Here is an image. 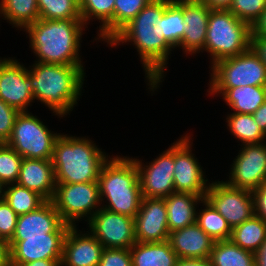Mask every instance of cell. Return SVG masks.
<instances>
[{
    "instance_id": "obj_48",
    "label": "cell",
    "mask_w": 266,
    "mask_h": 266,
    "mask_svg": "<svg viewBox=\"0 0 266 266\" xmlns=\"http://www.w3.org/2000/svg\"><path fill=\"white\" fill-rule=\"evenodd\" d=\"M255 255V266H266V240Z\"/></svg>"
},
{
    "instance_id": "obj_32",
    "label": "cell",
    "mask_w": 266,
    "mask_h": 266,
    "mask_svg": "<svg viewBox=\"0 0 266 266\" xmlns=\"http://www.w3.org/2000/svg\"><path fill=\"white\" fill-rule=\"evenodd\" d=\"M4 199L18 216L36 210L46 201L37 192L17 183L6 185Z\"/></svg>"
},
{
    "instance_id": "obj_45",
    "label": "cell",
    "mask_w": 266,
    "mask_h": 266,
    "mask_svg": "<svg viewBox=\"0 0 266 266\" xmlns=\"http://www.w3.org/2000/svg\"><path fill=\"white\" fill-rule=\"evenodd\" d=\"M252 115L259 128L266 135V101Z\"/></svg>"
},
{
    "instance_id": "obj_5",
    "label": "cell",
    "mask_w": 266,
    "mask_h": 266,
    "mask_svg": "<svg viewBox=\"0 0 266 266\" xmlns=\"http://www.w3.org/2000/svg\"><path fill=\"white\" fill-rule=\"evenodd\" d=\"M98 183L101 203H106L101 204L102 208L132 218L137 215L143 197L133 157H109L100 170Z\"/></svg>"
},
{
    "instance_id": "obj_49",
    "label": "cell",
    "mask_w": 266,
    "mask_h": 266,
    "mask_svg": "<svg viewBox=\"0 0 266 266\" xmlns=\"http://www.w3.org/2000/svg\"><path fill=\"white\" fill-rule=\"evenodd\" d=\"M18 266H61V260H36Z\"/></svg>"
},
{
    "instance_id": "obj_35",
    "label": "cell",
    "mask_w": 266,
    "mask_h": 266,
    "mask_svg": "<svg viewBox=\"0 0 266 266\" xmlns=\"http://www.w3.org/2000/svg\"><path fill=\"white\" fill-rule=\"evenodd\" d=\"M23 157L6 143H0V180L5 184L17 183Z\"/></svg>"
},
{
    "instance_id": "obj_25",
    "label": "cell",
    "mask_w": 266,
    "mask_h": 266,
    "mask_svg": "<svg viewBox=\"0 0 266 266\" xmlns=\"http://www.w3.org/2000/svg\"><path fill=\"white\" fill-rule=\"evenodd\" d=\"M132 266H175L178 261L169 241L136 242L131 248Z\"/></svg>"
},
{
    "instance_id": "obj_46",
    "label": "cell",
    "mask_w": 266,
    "mask_h": 266,
    "mask_svg": "<svg viewBox=\"0 0 266 266\" xmlns=\"http://www.w3.org/2000/svg\"><path fill=\"white\" fill-rule=\"evenodd\" d=\"M209 9H229L232 0H200Z\"/></svg>"
},
{
    "instance_id": "obj_50",
    "label": "cell",
    "mask_w": 266,
    "mask_h": 266,
    "mask_svg": "<svg viewBox=\"0 0 266 266\" xmlns=\"http://www.w3.org/2000/svg\"><path fill=\"white\" fill-rule=\"evenodd\" d=\"M6 185L0 180V200L4 199Z\"/></svg>"
},
{
    "instance_id": "obj_2",
    "label": "cell",
    "mask_w": 266,
    "mask_h": 266,
    "mask_svg": "<svg viewBox=\"0 0 266 266\" xmlns=\"http://www.w3.org/2000/svg\"><path fill=\"white\" fill-rule=\"evenodd\" d=\"M28 71L31 73L34 101L43 103L58 118L70 115L82 96L86 76L84 66L34 61Z\"/></svg>"
},
{
    "instance_id": "obj_4",
    "label": "cell",
    "mask_w": 266,
    "mask_h": 266,
    "mask_svg": "<svg viewBox=\"0 0 266 266\" xmlns=\"http://www.w3.org/2000/svg\"><path fill=\"white\" fill-rule=\"evenodd\" d=\"M97 146L88 137L61 133L55 142L52 156L56 183L98 181L100 170L110 155H106Z\"/></svg>"
},
{
    "instance_id": "obj_41",
    "label": "cell",
    "mask_w": 266,
    "mask_h": 266,
    "mask_svg": "<svg viewBox=\"0 0 266 266\" xmlns=\"http://www.w3.org/2000/svg\"><path fill=\"white\" fill-rule=\"evenodd\" d=\"M255 214L266 222V181L253 190Z\"/></svg>"
},
{
    "instance_id": "obj_26",
    "label": "cell",
    "mask_w": 266,
    "mask_h": 266,
    "mask_svg": "<svg viewBox=\"0 0 266 266\" xmlns=\"http://www.w3.org/2000/svg\"><path fill=\"white\" fill-rule=\"evenodd\" d=\"M222 97L234 113L253 114L266 101V86L229 88Z\"/></svg>"
},
{
    "instance_id": "obj_13",
    "label": "cell",
    "mask_w": 266,
    "mask_h": 266,
    "mask_svg": "<svg viewBox=\"0 0 266 266\" xmlns=\"http://www.w3.org/2000/svg\"><path fill=\"white\" fill-rule=\"evenodd\" d=\"M139 172L142 197L166 198L174 189V142L146 165L133 158Z\"/></svg>"
},
{
    "instance_id": "obj_40",
    "label": "cell",
    "mask_w": 266,
    "mask_h": 266,
    "mask_svg": "<svg viewBox=\"0 0 266 266\" xmlns=\"http://www.w3.org/2000/svg\"><path fill=\"white\" fill-rule=\"evenodd\" d=\"M98 266H132L130 249L104 248Z\"/></svg>"
},
{
    "instance_id": "obj_16",
    "label": "cell",
    "mask_w": 266,
    "mask_h": 266,
    "mask_svg": "<svg viewBox=\"0 0 266 266\" xmlns=\"http://www.w3.org/2000/svg\"><path fill=\"white\" fill-rule=\"evenodd\" d=\"M67 233H49L46 237H12L9 241L11 266L36 260H62Z\"/></svg>"
},
{
    "instance_id": "obj_42",
    "label": "cell",
    "mask_w": 266,
    "mask_h": 266,
    "mask_svg": "<svg viewBox=\"0 0 266 266\" xmlns=\"http://www.w3.org/2000/svg\"><path fill=\"white\" fill-rule=\"evenodd\" d=\"M250 47L259 56L260 60L266 67V37L251 36Z\"/></svg>"
},
{
    "instance_id": "obj_29",
    "label": "cell",
    "mask_w": 266,
    "mask_h": 266,
    "mask_svg": "<svg viewBox=\"0 0 266 266\" xmlns=\"http://www.w3.org/2000/svg\"><path fill=\"white\" fill-rule=\"evenodd\" d=\"M209 262L212 266H255V255L231 240L215 241Z\"/></svg>"
},
{
    "instance_id": "obj_21",
    "label": "cell",
    "mask_w": 266,
    "mask_h": 266,
    "mask_svg": "<svg viewBox=\"0 0 266 266\" xmlns=\"http://www.w3.org/2000/svg\"><path fill=\"white\" fill-rule=\"evenodd\" d=\"M168 241L178 259H209L215 243L196 222L170 232Z\"/></svg>"
},
{
    "instance_id": "obj_17",
    "label": "cell",
    "mask_w": 266,
    "mask_h": 266,
    "mask_svg": "<svg viewBox=\"0 0 266 266\" xmlns=\"http://www.w3.org/2000/svg\"><path fill=\"white\" fill-rule=\"evenodd\" d=\"M136 242H164L169 238L164 198H145L134 217Z\"/></svg>"
},
{
    "instance_id": "obj_39",
    "label": "cell",
    "mask_w": 266,
    "mask_h": 266,
    "mask_svg": "<svg viewBox=\"0 0 266 266\" xmlns=\"http://www.w3.org/2000/svg\"><path fill=\"white\" fill-rule=\"evenodd\" d=\"M20 112L0 99V143H6L12 135L13 126Z\"/></svg>"
},
{
    "instance_id": "obj_47",
    "label": "cell",
    "mask_w": 266,
    "mask_h": 266,
    "mask_svg": "<svg viewBox=\"0 0 266 266\" xmlns=\"http://www.w3.org/2000/svg\"><path fill=\"white\" fill-rule=\"evenodd\" d=\"M175 266H212L209 259H178Z\"/></svg>"
},
{
    "instance_id": "obj_18",
    "label": "cell",
    "mask_w": 266,
    "mask_h": 266,
    "mask_svg": "<svg viewBox=\"0 0 266 266\" xmlns=\"http://www.w3.org/2000/svg\"><path fill=\"white\" fill-rule=\"evenodd\" d=\"M181 9L186 25L184 36L178 48L185 55L204 52L210 10L200 0H173Z\"/></svg>"
},
{
    "instance_id": "obj_20",
    "label": "cell",
    "mask_w": 266,
    "mask_h": 266,
    "mask_svg": "<svg viewBox=\"0 0 266 266\" xmlns=\"http://www.w3.org/2000/svg\"><path fill=\"white\" fill-rule=\"evenodd\" d=\"M71 226L63 244L61 266H98L103 245L89 232Z\"/></svg>"
},
{
    "instance_id": "obj_19",
    "label": "cell",
    "mask_w": 266,
    "mask_h": 266,
    "mask_svg": "<svg viewBox=\"0 0 266 266\" xmlns=\"http://www.w3.org/2000/svg\"><path fill=\"white\" fill-rule=\"evenodd\" d=\"M71 226L64 223L52 201H45L36 210L18 216L13 237H46L49 233H67Z\"/></svg>"
},
{
    "instance_id": "obj_30",
    "label": "cell",
    "mask_w": 266,
    "mask_h": 266,
    "mask_svg": "<svg viewBox=\"0 0 266 266\" xmlns=\"http://www.w3.org/2000/svg\"><path fill=\"white\" fill-rule=\"evenodd\" d=\"M204 209L197 210L196 223L214 241L230 240L232 229L225 218L205 198L202 201Z\"/></svg>"
},
{
    "instance_id": "obj_28",
    "label": "cell",
    "mask_w": 266,
    "mask_h": 266,
    "mask_svg": "<svg viewBox=\"0 0 266 266\" xmlns=\"http://www.w3.org/2000/svg\"><path fill=\"white\" fill-rule=\"evenodd\" d=\"M230 240L242 249L255 254L266 240V222L254 214L232 229Z\"/></svg>"
},
{
    "instance_id": "obj_1",
    "label": "cell",
    "mask_w": 266,
    "mask_h": 266,
    "mask_svg": "<svg viewBox=\"0 0 266 266\" xmlns=\"http://www.w3.org/2000/svg\"><path fill=\"white\" fill-rule=\"evenodd\" d=\"M164 12L165 0H151L107 43L111 48L130 42V45L135 46L145 71L148 89L153 94L164 81L167 60L174 50L162 33Z\"/></svg>"
},
{
    "instance_id": "obj_8",
    "label": "cell",
    "mask_w": 266,
    "mask_h": 266,
    "mask_svg": "<svg viewBox=\"0 0 266 266\" xmlns=\"http://www.w3.org/2000/svg\"><path fill=\"white\" fill-rule=\"evenodd\" d=\"M38 118L29 111L20 112L6 144L23 158L52 160L54 145L61 133L49 130Z\"/></svg>"
},
{
    "instance_id": "obj_22",
    "label": "cell",
    "mask_w": 266,
    "mask_h": 266,
    "mask_svg": "<svg viewBox=\"0 0 266 266\" xmlns=\"http://www.w3.org/2000/svg\"><path fill=\"white\" fill-rule=\"evenodd\" d=\"M17 184L52 201L56 190L52 160L23 158Z\"/></svg>"
},
{
    "instance_id": "obj_3",
    "label": "cell",
    "mask_w": 266,
    "mask_h": 266,
    "mask_svg": "<svg viewBox=\"0 0 266 266\" xmlns=\"http://www.w3.org/2000/svg\"><path fill=\"white\" fill-rule=\"evenodd\" d=\"M88 28L82 19H38L24 32L36 62L55 65H84L80 56L83 31Z\"/></svg>"
},
{
    "instance_id": "obj_33",
    "label": "cell",
    "mask_w": 266,
    "mask_h": 266,
    "mask_svg": "<svg viewBox=\"0 0 266 266\" xmlns=\"http://www.w3.org/2000/svg\"><path fill=\"white\" fill-rule=\"evenodd\" d=\"M186 25L183 21L182 9L173 1L165 0L163 14V36L174 49L179 47L184 36Z\"/></svg>"
},
{
    "instance_id": "obj_31",
    "label": "cell",
    "mask_w": 266,
    "mask_h": 266,
    "mask_svg": "<svg viewBox=\"0 0 266 266\" xmlns=\"http://www.w3.org/2000/svg\"><path fill=\"white\" fill-rule=\"evenodd\" d=\"M229 132L241 145L258 144L266 141V135L259 128L252 114L230 113L226 117Z\"/></svg>"
},
{
    "instance_id": "obj_9",
    "label": "cell",
    "mask_w": 266,
    "mask_h": 266,
    "mask_svg": "<svg viewBox=\"0 0 266 266\" xmlns=\"http://www.w3.org/2000/svg\"><path fill=\"white\" fill-rule=\"evenodd\" d=\"M52 202L64 223L78 226L77 221L90 218L101 208L98 181L84 183H56ZM76 221V222H75Z\"/></svg>"
},
{
    "instance_id": "obj_51",
    "label": "cell",
    "mask_w": 266,
    "mask_h": 266,
    "mask_svg": "<svg viewBox=\"0 0 266 266\" xmlns=\"http://www.w3.org/2000/svg\"><path fill=\"white\" fill-rule=\"evenodd\" d=\"M10 57H8V58H5V57H3V59L2 58H0V69H1V66L9 59Z\"/></svg>"
},
{
    "instance_id": "obj_27",
    "label": "cell",
    "mask_w": 266,
    "mask_h": 266,
    "mask_svg": "<svg viewBox=\"0 0 266 266\" xmlns=\"http://www.w3.org/2000/svg\"><path fill=\"white\" fill-rule=\"evenodd\" d=\"M23 31L39 18L37 0H0V17Z\"/></svg>"
},
{
    "instance_id": "obj_7",
    "label": "cell",
    "mask_w": 266,
    "mask_h": 266,
    "mask_svg": "<svg viewBox=\"0 0 266 266\" xmlns=\"http://www.w3.org/2000/svg\"><path fill=\"white\" fill-rule=\"evenodd\" d=\"M209 68L211 78L207 95L222 96L229 88L240 86H266V67L251 47Z\"/></svg>"
},
{
    "instance_id": "obj_14",
    "label": "cell",
    "mask_w": 266,
    "mask_h": 266,
    "mask_svg": "<svg viewBox=\"0 0 266 266\" xmlns=\"http://www.w3.org/2000/svg\"><path fill=\"white\" fill-rule=\"evenodd\" d=\"M238 155L230 167L229 180L233 187L255 190L266 181V141L240 145Z\"/></svg>"
},
{
    "instance_id": "obj_15",
    "label": "cell",
    "mask_w": 266,
    "mask_h": 266,
    "mask_svg": "<svg viewBox=\"0 0 266 266\" xmlns=\"http://www.w3.org/2000/svg\"><path fill=\"white\" fill-rule=\"evenodd\" d=\"M0 99L19 112H28V107L34 101L31 73L15 57L9 58L1 66Z\"/></svg>"
},
{
    "instance_id": "obj_11",
    "label": "cell",
    "mask_w": 266,
    "mask_h": 266,
    "mask_svg": "<svg viewBox=\"0 0 266 266\" xmlns=\"http://www.w3.org/2000/svg\"><path fill=\"white\" fill-rule=\"evenodd\" d=\"M191 140V135L186 134L174 142V189L175 192L191 193L205 199L210 182L192 153Z\"/></svg>"
},
{
    "instance_id": "obj_12",
    "label": "cell",
    "mask_w": 266,
    "mask_h": 266,
    "mask_svg": "<svg viewBox=\"0 0 266 266\" xmlns=\"http://www.w3.org/2000/svg\"><path fill=\"white\" fill-rule=\"evenodd\" d=\"M104 248L130 249L135 243L134 218L100 208L87 222Z\"/></svg>"
},
{
    "instance_id": "obj_36",
    "label": "cell",
    "mask_w": 266,
    "mask_h": 266,
    "mask_svg": "<svg viewBox=\"0 0 266 266\" xmlns=\"http://www.w3.org/2000/svg\"><path fill=\"white\" fill-rule=\"evenodd\" d=\"M151 0H115L114 36L150 2Z\"/></svg>"
},
{
    "instance_id": "obj_37",
    "label": "cell",
    "mask_w": 266,
    "mask_h": 266,
    "mask_svg": "<svg viewBox=\"0 0 266 266\" xmlns=\"http://www.w3.org/2000/svg\"><path fill=\"white\" fill-rule=\"evenodd\" d=\"M266 8V0H232L229 11L250 26Z\"/></svg>"
},
{
    "instance_id": "obj_43",
    "label": "cell",
    "mask_w": 266,
    "mask_h": 266,
    "mask_svg": "<svg viewBox=\"0 0 266 266\" xmlns=\"http://www.w3.org/2000/svg\"><path fill=\"white\" fill-rule=\"evenodd\" d=\"M251 36L266 37V8L251 26Z\"/></svg>"
},
{
    "instance_id": "obj_23",
    "label": "cell",
    "mask_w": 266,
    "mask_h": 266,
    "mask_svg": "<svg viewBox=\"0 0 266 266\" xmlns=\"http://www.w3.org/2000/svg\"><path fill=\"white\" fill-rule=\"evenodd\" d=\"M203 199L200 196L182 192H174L164 198L169 232L194 224L197 216V204H201Z\"/></svg>"
},
{
    "instance_id": "obj_6",
    "label": "cell",
    "mask_w": 266,
    "mask_h": 266,
    "mask_svg": "<svg viewBox=\"0 0 266 266\" xmlns=\"http://www.w3.org/2000/svg\"><path fill=\"white\" fill-rule=\"evenodd\" d=\"M251 26L228 9L210 10L204 51L213 66L220 60L239 55L250 48Z\"/></svg>"
},
{
    "instance_id": "obj_34",
    "label": "cell",
    "mask_w": 266,
    "mask_h": 266,
    "mask_svg": "<svg viewBox=\"0 0 266 266\" xmlns=\"http://www.w3.org/2000/svg\"><path fill=\"white\" fill-rule=\"evenodd\" d=\"M39 18L43 20L81 19L76 0H37Z\"/></svg>"
},
{
    "instance_id": "obj_10",
    "label": "cell",
    "mask_w": 266,
    "mask_h": 266,
    "mask_svg": "<svg viewBox=\"0 0 266 266\" xmlns=\"http://www.w3.org/2000/svg\"><path fill=\"white\" fill-rule=\"evenodd\" d=\"M206 199L225 218L231 229L255 214L253 192L230 186L223 180L210 183Z\"/></svg>"
},
{
    "instance_id": "obj_38",
    "label": "cell",
    "mask_w": 266,
    "mask_h": 266,
    "mask_svg": "<svg viewBox=\"0 0 266 266\" xmlns=\"http://www.w3.org/2000/svg\"><path fill=\"white\" fill-rule=\"evenodd\" d=\"M18 215L5 199L0 200V239L10 241L16 230Z\"/></svg>"
},
{
    "instance_id": "obj_44",
    "label": "cell",
    "mask_w": 266,
    "mask_h": 266,
    "mask_svg": "<svg viewBox=\"0 0 266 266\" xmlns=\"http://www.w3.org/2000/svg\"><path fill=\"white\" fill-rule=\"evenodd\" d=\"M0 266H11L10 245L5 239H0Z\"/></svg>"
},
{
    "instance_id": "obj_24",
    "label": "cell",
    "mask_w": 266,
    "mask_h": 266,
    "mask_svg": "<svg viewBox=\"0 0 266 266\" xmlns=\"http://www.w3.org/2000/svg\"><path fill=\"white\" fill-rule=\"evenodd\" d=\"M114 5L115 0H81L79 3L81 19L85 26L92 19H98V37L95 40L108 43L114 37Z\"/></svg>"
}]
</instances>
